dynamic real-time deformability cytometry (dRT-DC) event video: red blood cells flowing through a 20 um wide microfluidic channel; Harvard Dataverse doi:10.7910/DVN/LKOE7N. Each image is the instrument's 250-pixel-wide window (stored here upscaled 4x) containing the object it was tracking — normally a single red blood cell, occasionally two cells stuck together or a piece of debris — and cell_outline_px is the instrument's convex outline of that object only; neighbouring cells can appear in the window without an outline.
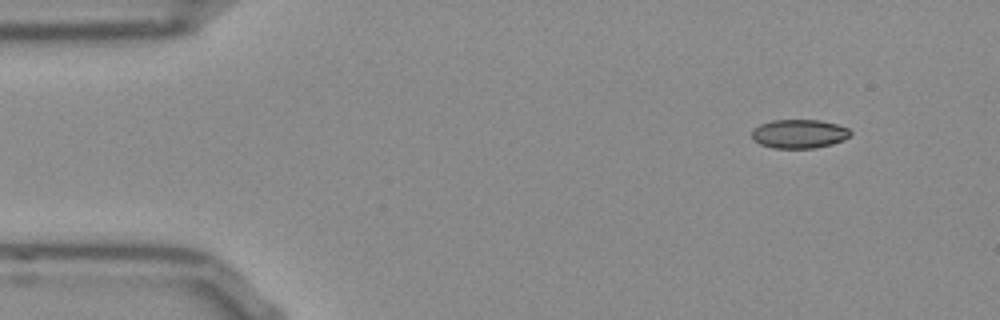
{"species": "Egyptian fruit bat (a non-hibernating species)", "species_latin": "Rousettus aegyptiacus", "temperature_condition": "room temperature", "stored_images_in_passage": 48, "camera_frame_rate_fps": 3000, "um_per_image_px": 0.085, "frame": {"image": 1, "passage_image": 1, "time_ms": 0.0, "image_size_px": [1000, 320], "cell_outline_px": [[852, 132], [844, 140], [832, 144], [816, 148], [772, 148], [760, 144], [752, 136], [752, 128], [760, 124], [772, 120], [820, 120], [836, 124], [848, 128]], "centroid_in_image_um": [67.92, 11.37], "position_along_channel_um": 17.1, "area_um2": 16.59}}
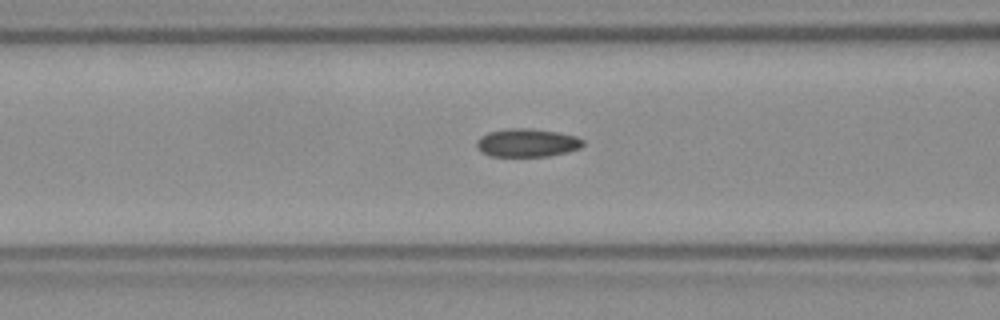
{"frame": {"image": 2, "passage_image": 16, "time_ms": 5.0, "image_size_px": [1000, 320], "cell_outline_px": [[584, 144], [580, 148], [568, 152], [548, 156], [488, 156], [480, 152], [476, 148], [476, 140], [480, 136], [488, 132], [508, 128], [528, 128], [556, 132], [576, 136], [584, 140]], "centroid_in_image_um": [44.76, 12.14], "position_along_channel_um": 121.8, "area_um2": 17.69}}
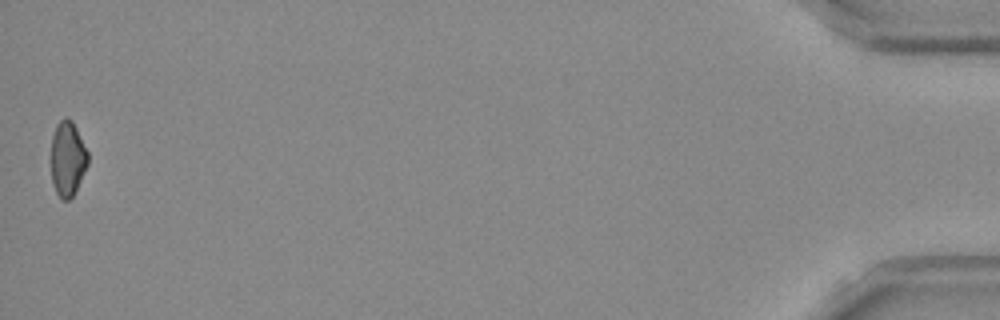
{"frame": {"image": 3, "passage_image": 48, "time_ms": 15.667, "image_size_px": [1000, 320], "cell_outline_px": [[88, 164], [72, 196], [68, 200], [60, 200], [56, 192], [52, 180], [52, 136], [56, 124], [60, 120], [72, 120], [88, 152]], "centroid_in_image_um": [5.74, 13.5], "position_along_channel_um": 429.5, "area_um2": 15.72}, "authors_computed_cell_mechanics": {"area_um2": 17.1666, "velocity_mm_per_s": 3.829, "shape_relaxation_time_tau1_ms": null, "shape_relaxation_time_tau2_ms": 3.2589, "deformation_change_tau1": null, "deformation_change_tau2": 0.072}}